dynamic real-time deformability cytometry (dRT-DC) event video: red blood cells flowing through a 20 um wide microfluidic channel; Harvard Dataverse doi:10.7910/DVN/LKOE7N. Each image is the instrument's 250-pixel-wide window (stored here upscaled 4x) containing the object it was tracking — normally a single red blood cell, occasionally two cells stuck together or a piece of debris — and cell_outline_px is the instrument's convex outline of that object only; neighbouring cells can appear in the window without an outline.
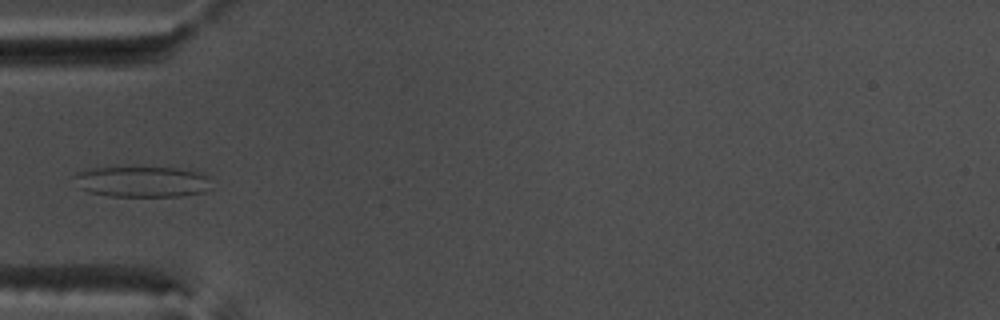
{"species": "common noctule bat (a hibernating species)", "species_latin": "Nyctalus noctula", "temperature_condition": "warm", "stored_images_in_passage": 37, "camera_frame_rate_fps": 3000, "um_per_image_px": 0.085, "animal": {"sex": "male", "body_mass_g": 17.5, "forearm_length_mm": 52.3}, "frame": {"image": 1, "passage_image": 1, "time_ms": 0.0, "image_size_px": [1000, 320], "cell_outline_px": [[212, 188], [204, 192], [180, 196], [108, 196], [88, 192], [80, 188], [72, 176], [80, 172], [92, 168], [132, 164], [180, 168], [196, 172], [208, 176]], "centroid_in_image_um": [12.07, 15.39], "position_along_channel_um": 72.9, "area_um2": 25.78}}
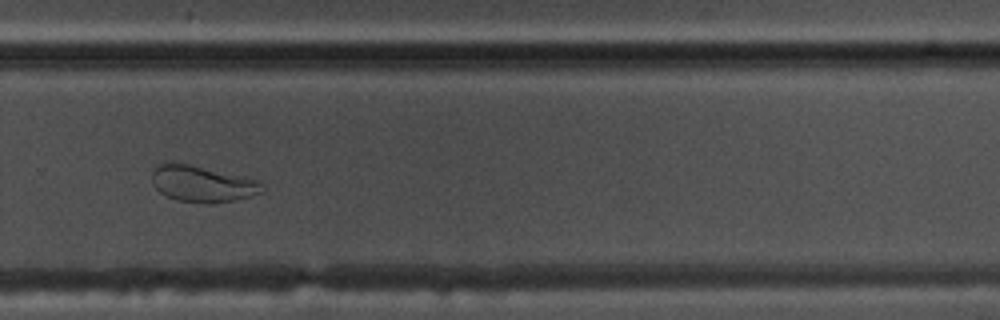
{"frame": {"image": 2, "passage_image": 20, "time_ms": 6.333, "image_size_px": [1000, 320], "cell_outline_px": [[264, 192], [232, 200], [208, 204], [176, 200], [160, 192], [152, 184], [152, 172], [160, 164], [188, 164], [260, 180], [264, 184]], "centroid_in_image_um": [17.23, 15.64], "position_along_channel_um": 312.6, "area_um2": 22.95}}
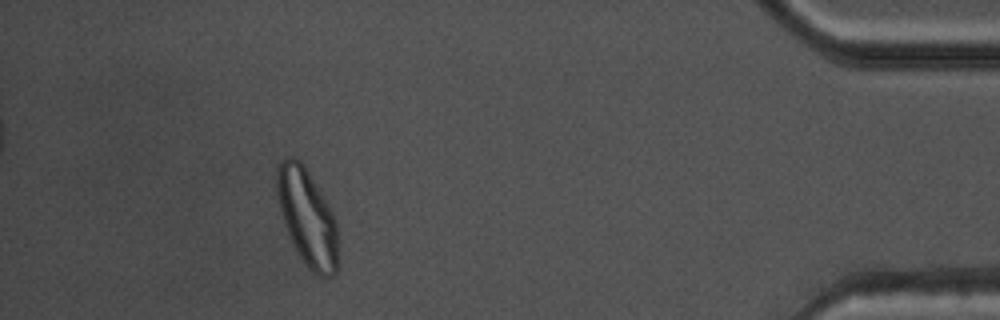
{"frame": {"image": 3, "passage_image": 32, "time_ms": 10.333, "image_size_px": [1000, 320], "cell_outline_px": [[336, 272], [332, 276], [316, 276], [308, 268], [300, 256], [288, 232], [280, 208], [276, 192], [276, 164], [288, 156], [292, 156], [300, 160], [304, 164], [324, 200], [336, 224]], "centroid_in_image_um": [26.07, 18.43], "position_along_channel_um": 409.1, "area_um2": 33.47}}